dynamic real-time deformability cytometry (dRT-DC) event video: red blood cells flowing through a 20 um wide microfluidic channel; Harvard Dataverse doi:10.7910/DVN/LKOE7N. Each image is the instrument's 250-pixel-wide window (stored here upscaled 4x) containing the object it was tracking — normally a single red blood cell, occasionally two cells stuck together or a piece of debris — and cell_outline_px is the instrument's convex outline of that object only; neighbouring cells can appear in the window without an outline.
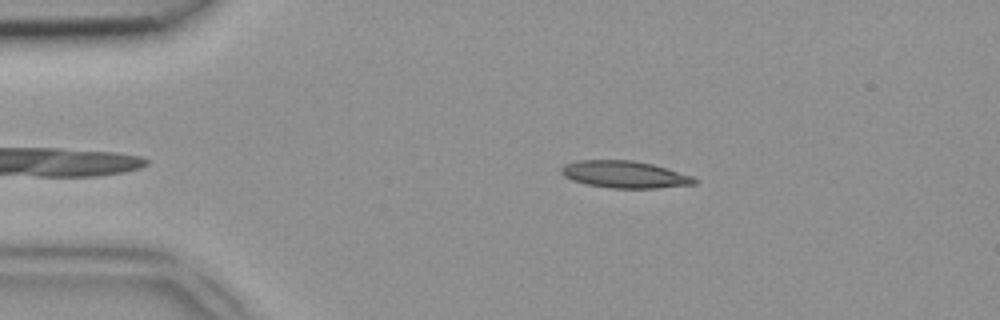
{"species": "common noctule bat (a hibernating species)", "species_latin": "Nyctalus noctula", "temperature_condition": "room temperature", "stored_images_in_passage": 36, "camera_frame_rate_fps": 3000, "um_per_image_px": 0.085, "animal": {"sex": "female", "body_mass_g": 18.4}, "frame": {"image": 1, "passage_image": 4, "time_ms": 1.0, "image_size_px": [1000, 320], "cell_outline_px": [[700, 180], [696, 184], [656, 188], [608, 188], [588, 184], [572, 180], [564, 176], [560, 172], [560, 168], [564, 164], [576, 160], [632, 160], [652, 164], [668, 168], [692, 176]], "centroid_in_image_um": [53.1, 14.82], "position_along_channel_um": 31.9, "area_um2": 21.15}}
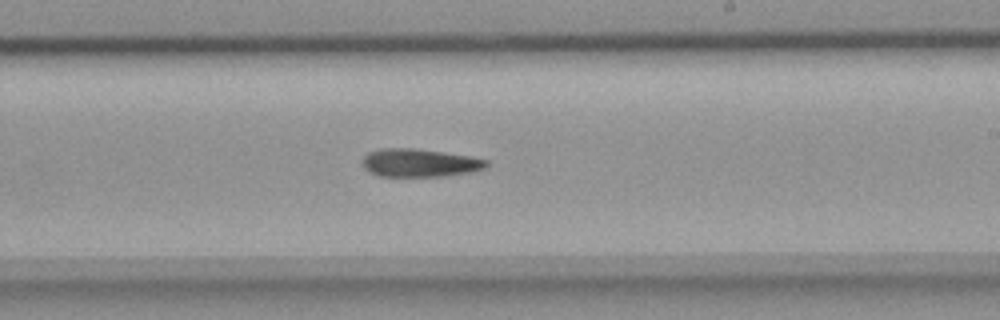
{"frame": {"image": 2, "passage_image": 23, "time_ms": 7.333, "image_size_px": [1000, 320], "cell_outline_px": [[488, 164], [484, 168], [468, 172], [444, 176], [380, 176], [364, 168], [364, 156], [368, 152], [380, 148], [416, 148], [444, 152], [468, 156], [488, 160]], "centroid_in_image_um": [35.66, 13.83], "position_along_channel_um": 253.3, "area_um2": 20.06}}
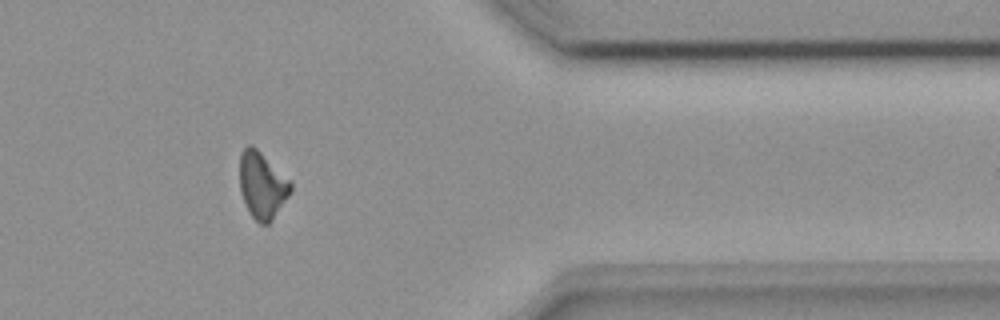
{"frame": {"image": 3, "passage_image": 34, "time_ms": 11.0, "image_size_px": [1000, 320], "cell_outline_px": [[292, 188], [288, 196], [272, 220], [268, 224], [260, 224], [248, 212], [240, 188], [240, 152], [248, 144], [252, 144], [292, 180]], "centroid_in_image_um": [22.29, 15.71], "position_along_channel_um": 389.1, "area_um2": 19.88}}